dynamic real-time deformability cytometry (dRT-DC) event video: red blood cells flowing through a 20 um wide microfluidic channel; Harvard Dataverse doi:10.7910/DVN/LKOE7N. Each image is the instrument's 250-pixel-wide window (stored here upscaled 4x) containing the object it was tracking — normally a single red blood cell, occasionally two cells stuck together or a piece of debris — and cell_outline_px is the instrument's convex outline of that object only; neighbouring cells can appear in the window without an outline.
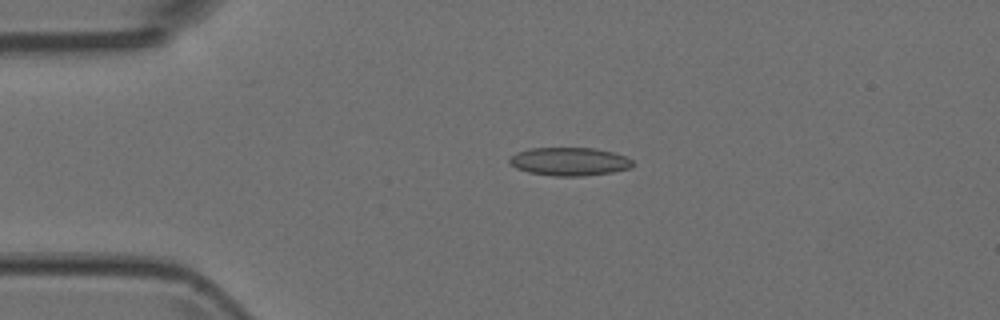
{"species": "Egyptian fruit bat (a non-hibernating species)", "species_latin": "Rousettus aegyptiacus", "temperature_condition": "room temperature", "stored_images_in_passage": 3, "camera_frame_rate_fps": 3000, "um_per_image_px": 0.085, "animal": {"sex": "female"}, "frame": {"image": 1, "passage_image": 2, "time_ms": 0.333, "image_size_px": [1000, 320], "cell_outline_px": [[632, 168], [612, 172], [584, 176], [552, 176], [528, 172], [516, 168], [508, 160], [516, 152], [528, 148], [596, 148], [612, 152], [624, 156], [632, 160]], "centroid_in_image_um": [48.39, 13.73], "position_along_channel_um": 36.6, "area_um2": 20.29}}